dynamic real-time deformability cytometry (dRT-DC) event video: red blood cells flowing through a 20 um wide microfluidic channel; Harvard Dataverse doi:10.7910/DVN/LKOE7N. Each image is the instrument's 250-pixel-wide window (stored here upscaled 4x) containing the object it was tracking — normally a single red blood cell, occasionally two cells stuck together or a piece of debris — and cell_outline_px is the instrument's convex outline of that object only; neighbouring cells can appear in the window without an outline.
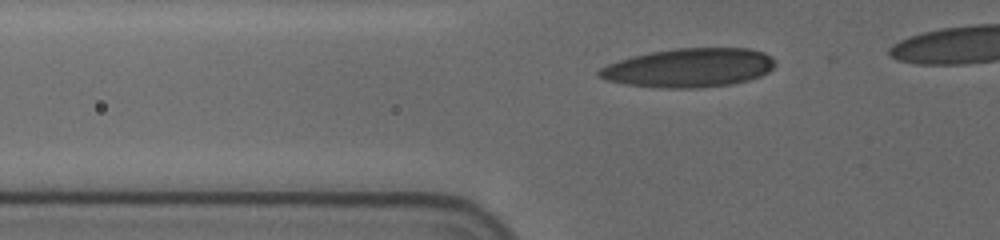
{"species": "human", "species_latin": "Homo sapiens", "temperature_condition": "cold", "stored_images_in_passage": 35, "camera_frame_rate_fps": 3000, "um_per_image_px": 0.085, "donor": {"sex": "female"}, "frame": {"image": 1, "passage_image": 6, "time_ms": 1.667, "image_size_px": [1000, 240], "cell_outline_px": [[776, 64], [768, 72], [760, 76], [748, 80], [732, 84], [700, 88], [660, 88], [624, 84], [604, 80], [596, 76], [596, 72], [600, 68], [608, 64], [632, 56], [652, 52], [676, 48], [748, 48], [764, 52]], "centroid_in_image_um": [58.53, 5.77], "position_along_channel_um": 67.3, "area_um2": 40.0}}
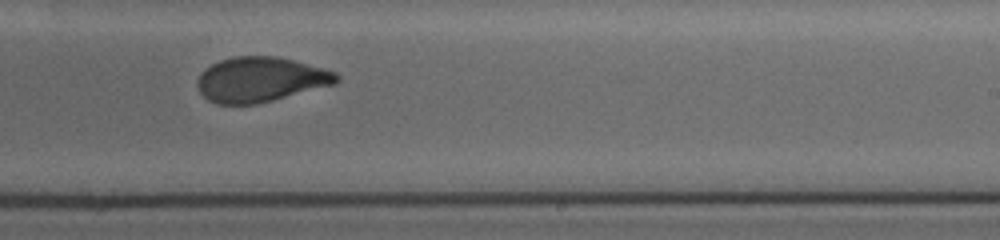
{"frame": {"image": 2, "passage_image": 23, "time_ms": 7.333, "image_size_px": [1000, 240], "cell_outline_px": [[340, 80], [336, 84], [256, 104], [216, 104], [208, 100], [200, 92], [196, 84], [196, 80], [200, 72], [204, 68], [220, 60], [232, 56], [276, 56], [324, 68], [336, 72], [340, 76]], "centroid_in_image_um": [22.13, 6.75], "position_along_channel_um": 266.9, "area_um2": 36.59}}
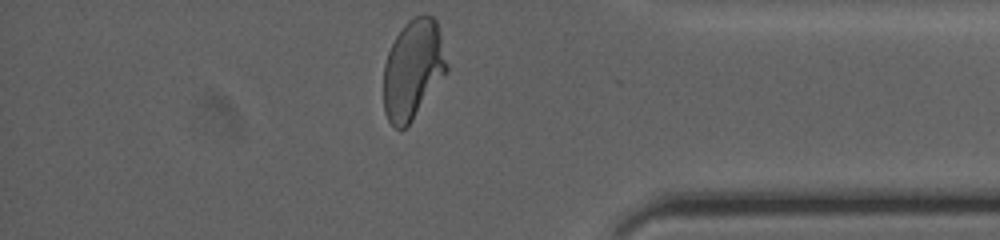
{"frame": {"image": 3, "passage_image": 35, "time_ms": 11.333, "image_size_px": [1000, 240], "cell_outline_px": [[448, 68], [412, 120], [400, 132], [388, 120], [384, 112], [384, 64], [388, 52], [396, 36], [404, 24], [408, 20], [416, 16], [432, 16], [436, 20], [440, 32], [448, 64]], "centroid_in_image_um": [35.08, 5.89], "position_along_channel_um": 400.1, "area_um2": 36.13}, "authors_computed_cell_mechanics": {"area_um2": 37.6278, "velocity_mm_per_s": 3.6804, "shape_relaxation_time_tau1_ms": 4.9848, "shape_relaxation_time_tau2_ms": 1.2536, "deformation_change_tau1": 0.1969, "deformation_change_tau2": 0.07}}